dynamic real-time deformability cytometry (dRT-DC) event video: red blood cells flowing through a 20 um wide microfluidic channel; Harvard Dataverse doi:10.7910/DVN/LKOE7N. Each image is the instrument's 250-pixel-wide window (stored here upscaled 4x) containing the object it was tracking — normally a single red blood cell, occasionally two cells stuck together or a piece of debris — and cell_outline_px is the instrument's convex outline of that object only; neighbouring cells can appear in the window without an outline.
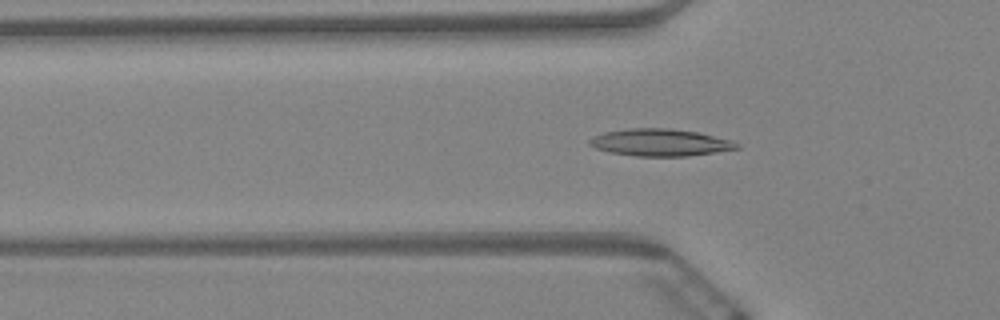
{"species": "Egyptian fruit bat (a non-hibernating species)", "species_latin": "Rousettus aegyptiacus", "temperature_condition": "warm", "stored_images_in_passage": 61, "camera_frame_rate_fps": 3000, "um_per_image_px": 0.085, "animal": {"sex": "female"}, "frame": {"image": 1, "passage_image": 20, "time_ms": 6.333, "image_size_px": [1000, 320], "cell_outline_px": [[740, 148], [716, 152], [688, 156], [636, 156], [608, 152], [596, 148], [588, 144], [588, 140], [604, 132], [628, 128], [668, 128], [696, 132], [732, 140], [740, 144]], "centroid_in_image_um": [56.12, 12.11], "position_along_channel_um": 69.7, "area_um2": 23.24}}
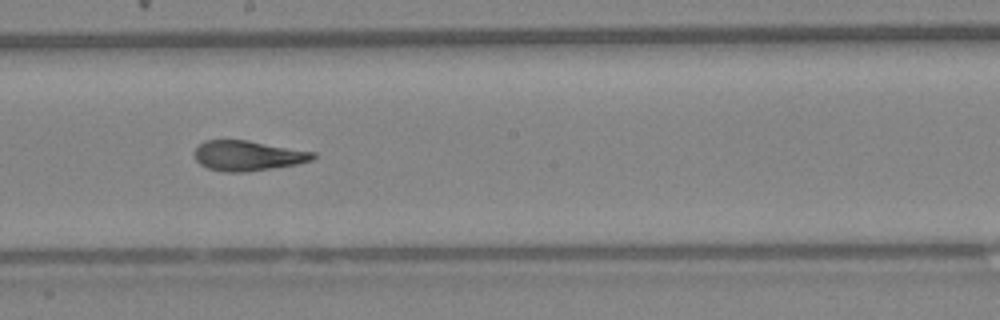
{"frame": {"image": 2, "passage_image": 34, "time_ms": 11.0, "image_size_px": [1000, 320], "cell_outline_px": [[316, 156], [312, 160], [296, 164], [272, 168], [244, 172], [224, 172], [208, 168], [200, 164], [196, 160], [196, 148], [204, 140], [248, 140], [316, 152]], "centroid_in_image_um": [21.08, 13.23], "position_along_channel_um": 227.1, "area_um2": 20.69}}
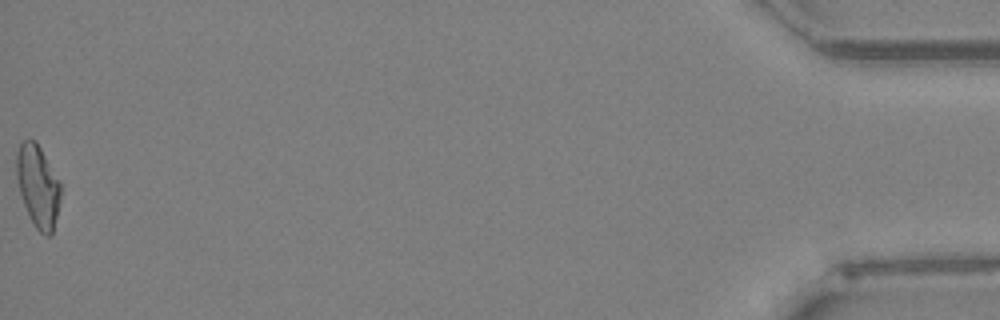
{"frame": {"image": 3, "passage_image": 61, "time_ms": 20.0, "image_size_px": [1000, 320], "cell_outline_px": [[60, 200], [52, 232], [48, 236], [44, 236], [36, 228], [28, 216], [20, 192], [16, 176], [16, 156], [20, 144], [24, 140], [36, 140], [60, 180]], "centroid_in_image_um": [3.22, 15.81], "position_along_channel_um": 432.0, "area_um2": 21.1}, "authors_computed_cell_mechanics": {"area_um2": 21.3282, "velocity_mm_per_s": 3.3858, "shape_relaxation_time_tau1_ms": 10.5512, "shape_relaxation_time_tau2_ms": 1.5585, "deformation_change_tau1": 0.2646, "deformation_change_tau2": 0.0937}}